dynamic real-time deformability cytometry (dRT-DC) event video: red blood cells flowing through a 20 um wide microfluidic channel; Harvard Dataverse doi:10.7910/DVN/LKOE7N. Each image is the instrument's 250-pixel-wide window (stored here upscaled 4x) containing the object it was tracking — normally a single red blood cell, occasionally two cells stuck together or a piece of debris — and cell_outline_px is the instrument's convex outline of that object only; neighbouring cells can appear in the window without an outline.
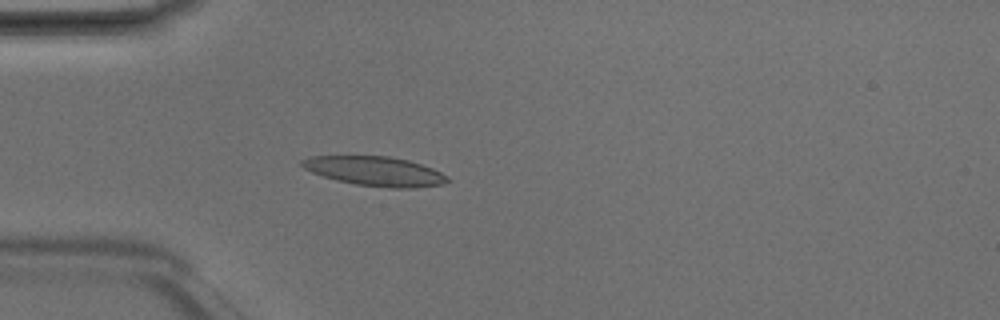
{"species": "Egyptian fruit bat (a non-hibernating species)", "species_latin": "Rousettus aegyptiacus", "temperature_condition": "room temperature", "stored_images_in_passage": 1, "camera_frame_rate_fps": 3000, "um_per_image_px": 0.085, "animal": {"sex": "male"}, "frame": {"image": 1, "passage_image": 1, "time_ms": 0.0, "image_size_px": [1000, 320], "cell_outline_px": [[452, 180], [444, 184], [416, 188], [388, 188], [356, 184], [336, 180], [312, 172], [304, 168], [300, 164], [300, 160], [308, 156], [388, 156], [408, 160], [432, 168], [448, 176]], "centroid_in_image_um": [31.9, 14.55], "position_along_channel_um": 53.1, "area_um2": 25.03}}